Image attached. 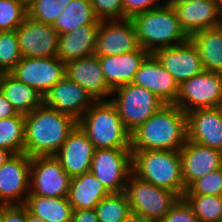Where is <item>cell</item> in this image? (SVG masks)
<instances>
[{
    "label": "cell",
    "mask_w": 222,
    "mask_h": 222,
    "mask_svg": "<svg viewBox=\"0 0 222 222\" xmlns=\"http://www.w3.org/2000/svg\"><path fill=\"white\" fill-rule=\"evenodd\" d=\"M186 141V113L175 104H165L130 134V149L179 151Z\"/></svg>",
    "instance_id": "obj_1"
},
{
    "label": "cell",
    "mask_w": 222,
    "mask_h": 222,
    "mask_svg": "<svg viewBox=\"0 0 222 222\" xmlns=\"http://www.w3.org/2000/svg\"><path fill=\"white\" fill-rule=\"evenodd\" d=\"M25 117V153L29 157L54 156L77 126V121L44 103Z\"/></svg>",
    "instance_id": "obj_2"
},
{
    "label": "cell",
    "mask_w": 222,
    "mask_h": 222,
    "mask_svg": "<svg viewBox=\"0 0 222 222\" xmlns=\"http://www.w3.org/2000/svg\"><path fill=\"white\" fill-rule=\"evenodd\" d=\"M137 41L141 48L154 53L157 49L186 42L189 37L180 27L172 6H160L132 16Z\"/></svg>",
    "instance_id": "obj_3"
},
{
    "label": "cell",
    "mask_w": 222,
    "mask_h": 222,
    "mask_svg": "<svg viewBox=\"0 0 222 222\" xmlns=\"http://www.w3.org/2000/svg\"><path fill=\"white\" fill-rule=\"evenodd\" d=\"M95 149H130V133L111 100H96L77 121Z\"/></svg>",
    "instance_id": "obj_4"
},
{
    "label": "cell",
    "mask_w": 222,
    "mask_h": 222,
    "mask_svg": "<svg viewBox=\"0 0 222 222\" xmlns=\"http://www.w3.org/2000/svg\"><path fill=\"white\" fill-rule=\"evenodd\" d=\"M132 173L155 186L168 189L183 198L180 151H132Z\"/></svg>",
    "instance_id": "obj_5"
},
{
    "label": "cell",
    "mask_w": 222,
    "mask_h": 222,
    "mask_svg": "<svg viewBox=\"0 0 222 222\" xmlns=\"http://www.w3.org/2000/svg\"><path fill=\"white\" fill-rule=\"evenodd\" d=\"M125 194L134 212L149 222H159L180 198L176 193L146 182L131 173Z\"/></svg>",
    "instance_id": "obj_6"
},
{
    "label": "cell",
    "mask_w": 222,
    "mask_h": 222,
    "mask_svg": "<svg viewBox=\"0 0 222 222\" xmlns=\"http://www.w3.org/2000/svg\"><path fill=\"white\" fill-rule=\"evenodd\" d=\"M110 100L130 134L165 105L152 92L132 82L114 89Z\"/></svg>",
    "instance_id": "obj_7"
},
{
    "label": "cell",
    "mask_w": 222,
    "mask_h": 222,
    "mask_svg": "<svg viewBox=\"0 0 222 222\" xmlns=\"http://www.w3.org/2000/svg\"><path fill=\"white\" fill-rule=\"evenodd\" d=\"M90 172L108 193L124 192L132 173L131 149H95Z\"/></svg>",
    "instance_id": "obj_8"
},
{
    "label": "cell",
    "mask_w": 222,
    "mask_h": 222,
    "mask_svg": "<svg viewBox=\"0 0 222 222\" xmlns=\"http://www.w3.org/2000/svg\"><path fill=\"white\" fill-rule=\"evenodd\" d=\"M174 104L185 113L222 106V73L204 71L186 80Z\"/></svg>",
    "instance_id": "obj_9"
},
{
    "label": "cell",
    "mask_w": 222,
    "mask_h": 222,
    "mask_svg": "<svg viewBox=\"0 0 222 222\" xmlns=\"http://www.w3.org/2000/svg\"><path fill=\"white\" fill-rule=\"evenodd\" d=\"M71 177L54 156L31 157L29 194L44 197H67Z\"/></svg>",
    "instance_id": "obj_10"
},
{
    "label": "cell",
    "mask_w": 222,
    "mask_h": 222,
    "mask_svg": "<svg viewBox=\"0 0 222 222\" xmlns=\"http://www.w3.org/2000/svg\"><path fill=\"white\" fill-rule=\"evenodd\" d=\"M9 73L44 96L65 76V63L58 57H22Z\"/></svg>",
    "instance_id": "obj_11"
},
{
    "label": "cell",
    "mask_w": 222,
    "mask_h": 222,
    "mask_svg": "<svg viewBox=\"0 0 222 222\" xmlns=\"http://www.w3.org/2000/svg\"><path fill=\"white\" fill-rule=\"evenodd\" d=\"M31 157L13 154L0 166V203L24 204L30 192Z\"/></svg>",
    "instance_id": "obj_12"
},
{
    "label": "cell",
    "mask_w": 222,
    "mask_h": 222,
    "mask_svg": "<svg viewBox=\"0 0 222 222\" xmlns=\"http://www.w3.org/2000/svg\"><path fill=\"white\" fill-rule=\"evenodd\" d=\"M16 32L22 57H57L59 34L52 25L27 16Z\"/></svg>",
    "instance_id": "obj_13"
},
{
    "label": "cell",
    "mask_w": 222,
    "mask_h": 222,
    "mask_svg": "<svg viewBox=\"0 0 222 222\" xmlns=\"http://www.w3.org/2000/svg\"><path fill=\"white\" fill-rule=\"evenodd\" d=\"M138 47L136 31L130 18L100 20L95 55H119Z\"/></svg>",
    "instance_id": "obj_14"
},
{
    "label": "cell",
    "mask_w": 222,
    "mask_h": 222,
    "mask_svg": "<svg viewBox=\"0 0 222 222\" xmlns=\"http://www.w3.org/2000/svg\"><path fill=\"white\" fill-rule=\"evenodd\" d=\"M95 98L76 82L64 76L44 96L43 103L78 121L93 105Z\"/></svg>",
    "instance_id": "obj_15"
},
{
    "label": "cell",
    "mask_w": 222,
    "mask_h": 222,
    "mask_svg": "<svg viewBox=\"0 0 222 222\" xmlns=\"http://www.w3.org/2000/svg\"><path fill=\"white\" fill-rule=\"evenodd\" d=\"M153 54L179 85L205 71L190 39L176 46L157 49Z\"/></svg>",
    "instance_id": "obj_16"
},
{
    "label": "cell",
    "mask_w": 222,
    "mask_h": 222,
    "mask_svg": "<svg viewBox=\"0 0 222 222\" xmlns=\"http://www.w3.org/2000/svg\"><path fill=\"white\" fill-rule=\"evenodd\" d=\"M179 151L185 189L204 175L222 168L220 150L202 146L187 139Z\"/></svg>",
    "instance_id": "obj_17"
},
{
    "label": "cell",
    "mask_w": 222,
    "mask_h": 222,
    "mask_svg": "<svg viewBox=\"0 0 222 222\" xmlns=\"http://www.w3.org/2000/svg\"><path fill=\"white\" fill-rule=\"evenodd\" d=\"M132 83L146 88L165 104H174L179 91V84L152 53L142 62Z\"/></svg>",
    "instance_id": "obj_18"
},
{
    "label": "cell",
    "mask_w": 222,
    "mask_h": 222,
    "mask_svg": "<svg viewBox=\"0 0 222 222\" xmlns=\"http://www.w3.org/2000/svg\"><path fill=\"white\" fill-rule=\"evenodd\" d=\"M187 139L222 151V106L186 113Z\"/></svg>",
    "instance_id": "obj_19"
},
{
    "label": "cell",
    "mask_w": 222,
    "mask_h": 222,
    "mask_svg": "<svg viewBox=\"0 0 222 222\" xmlns=\"http://www.w3.org/2000/svg\"><path fill=\"white\" fill-rule=\"evenodd\" d=\"M95 147L77 125L54 155L72 178L90 172Z\"/></svg>",
    "instance_id": "obj_20"
},
{
    "label": "cell",
    "mask_w": 222,
    "mask_h": 222,
    "mask_svg": "<svg viewBox=\"0 0 222 222\" xmlns=\"http://www.w3.org/2000/svg\"><path fill=\"white\" fill-rule=\"evenodd\" d=\"M65 76L79 84L95 100H110L112 90L106 83L97 55L93 54L65 63Z\"/></svg>",
    "instance_id": "obj_21"
},
{
    "label": "cell",
    "mask_w": 222,
    "mask_h": 222,
    "mask_svg": "<svg viewBox=\"0 0 222 222\" xmlns=\"http://www.w3.org/2000/svg\"><path fill=\"white\" fill-rule=\"evenodd\" d=\"M180 27L188 37L208 28L218 27L222 13L214 0H200L172 5Z\"/></svg>",
    "instance_id": "obj_22"
},
{
    "label": "cell",
    "mask_w": 222,
    "mask_h": 222,
    "mask_svg": "<svg viewBox=\"0 0 222 222\" xmlns=\"http://www.w3.org/2000/svg\"><path fill=\"white\" fill-rule=\"evenodd\" d=\"M150 53L140 46L119 55L98 56L108 87L114 89L131 83L142 62Z\"/></svg>",
    "instance_id": "obj_23"
},
{
    "label": "cell",
    "mask_w": 222,
    "mask_h": 222,
    "mask_svg": "<svg viewBox=\"0 0 222 222\" xmlns=\"http://www.w3.org/2000/svg\"><path fill=\"white\" fill-rule=\"evenodd\" d=\"M99 24H86L59 35L57 57L67 63L95 53Z\"/></svg>",
    "instance_id": "obj_24"
},
{
    "label": "cell",
    "mask_w": 222,
    "mask_h": 222,
    "mask_svg": "<svg viewBox=\"0 0 222 222\" xmlns=\"http://www.w3.org/2000/svg\"><path fill=\"white\" fill-rule=\"evenodd\" d=\"M0 92L11 103L17 114L27 115L43 104V95L20 82L10 73H2Z\"/></svg>",
    "instance_id": "obj_25"
},
{
    "label": "cell",
    "mask_w": 222,
    "mask_h": 222,
    "mask_svg": "<svg viewBox=\"0 0 222 222\" xmlns=\"http://www.w3.org/2000/svg\"><path fill=\"white\" fill-rule=\"evenodd\" d=\"M109 193L91 172L72 177L68 200L73 210L95 209Z\"/></svg>",
    "instance_id": "obj_26"
},
{
    "label": "cell",
    "mask_w": 222,
    "mask_h": 222,
    "mask_svg": "<svg viewBox=\"0 0 222 222\" xmlns=\"http://www.w3.org/2000/svg\"><path fill=\"white\" fill-rule=\"evenodd\" d=\"M189 39L197 48L205 71L222 73V28L201 30Z\"/></svg>",
    "instance_id": "obj_27"
},
{
    "label": "cell",
    "mask_w": 222,
    "mask_h": 222,
    "mask_svg": "<svg viewBox=\"0 0 222 222\" xmlns=\"http://www.w3.org/2000/svg\"><path fill=\"white\" fill-rule=\"evenodd\" d=\"M27 210L45 222H70L73 208L68 197H44L29 194L24 203Z\"/></svg>",
    "instance_id": "obj_28"
},
{
    "label": "cell",
    "mask_w": 222,
    "mask_h": 222,
    "mask_svg": "<svg viewBox=\"0 0 222 222\" xmlns=\"http://www.w3.org/2000/svg\"><path fill=\"white\" fill-rule=\"evenodd\" d=\"M86 24H100L89 0H72L52 25L59 35Z\"/></svg>",
    "instance_id": "obj_29"
},
{
    "label": "cell",
    "mask_w": 222,
    "mask_h": 222,
    "mask_svg": "<svg viewBox=\"0 0 222 222\" xmlns=\"http://www.w3.org/2000/svg\"><path fill=\"white\" fill-rule=\"evenodd\" d=\"M0 148L13 154L25 153V117L22 114L0 119Z\"/></svg>",
    "instance_id": "obj_30"
},
{
    "label": "cell",
    "mask_w": 222,
    "mask_h": 222,
    "mask_svg": "<svg viewBox=\"0 0 222 222\" xmlns=\"http://www.w3.org/2000/svg\"><path fill=\"white\" fill-rule=\"evenodd\" d=\"M200 222H222V196L184 195Z\"/></svg>",
    "instance_id": "obj_31"
},
{
    "label": "cell",
    "mask_w": 222,
    "mask_h": 222,
    "mask_svg": "<svg viewBox=\"0 0 222 222\" xmlns=\"http://www.w3.org/2000/svg\"><path fill=\"white\" fill-rule=\"evenodd\" d=\"M99 222H120L131 213L125 192L109 193L95 207Z\"/></svg>",
    "instance_id": "obj_32"
},
{
    "label": "cell",
    "mask_w": 222,
    "mask_h": 222,
    "mask_svg": "<svg viewBox=\"0 0 222 222\" xmlns=\"http://www.w3.org/2000/svg\"><path fill=\"white\" fill-rule=\"evenodd\" d=\"M72 0H34L27 6L28 16L40 23L53 25Z\"/></svg>",
    "instance_id": "obj_33"
},
{
    "label": "cell",
    "mask_w": 222,
    "mask_h": 222,
    "mask_svg": "<svg viewBox=\"0 0 222 222\" xmlns=\"http://www.w3.org/2000/svg\"><path fill=\"white\" fill-rule=\"evenodd\" d=\"M21 59L16 30L0 31V71L9 73Z\"/></svg>",
    "instance_id": "obj_34"
},
{
    "label": "cell",
    "mask_w": 222,
    "mask_h": 222,
    "mask_svg": "<svg viewBox=\"0 0 222 222\" xmlns=\"http://www.w3.org/2000/svg\"><path fill=\"white\" fill-rule=\"evenodd\" d=\"M28 16L21 0H0V31L16 30Z\"/></svg>",
    "instance_id": "obj_35"
},
{
    "label": "cell",
    "mask_w": 222,
    "mask_h": 222,
    "mask_svg": "<svg viewBox=\"0 0 222 222\" xmlns=\"http://www.w3.org/2000/svg\"><path fill=\"white\" fill-rule=\"evenodd\" d=\"M184 195L222 196V168L214 170L193 182Z\"/></svg>",
    "instance_id": "obj_36"
},
{
    "label": "cell",
    "mask_w": 222,
    "mask_h": 222,
    "mask_svg": "<svg viewBox=\"0 0 222 222\" xmlns=\"http://www.w3.org/2000/svg\"><path fill=\"white\" fill-rule=\"evenodd\" d=\"M99 20L124 19L123 0H89Z\"/></svg>",
    "instance_id": "obj_37"
},
{
    "label": "cell",
    "mask_w": 222,
    "mask_h": 222,
    "mask_svg": "<svg viewBox=\"0 0 222 222\" xmlns=\"http://www.w3.org/2000/svg\"><path fill=\"white\" fill-rule=\"evenodd\" d=\"M159 222H200L195 216L191 206L184 198L171 207L170 211Z\"/></svg>",
    "instance_id": "obj_38"
},
{
    "label": "cell",
    "mask_w": 222,
    "mask_h": 222,
    "mask_svg": "<svg viewBox=\"0 0 222 222\" xmlns=\"http://www.w3.org/2000/svg\"><path fill=\"white\" fill-rule=\"evenodd\" d=\"M162 3L163 0H123L124 18H131L135 14L152 10Z\"/></svg>",
    "instance_id": "obj_39"
},
{
    "label": "cell",
    "mask_w": 222,
    "mask_h": 222,
    "mask_svg": "<svg viewBox=\"0 0 222 222\" xmlns=\"http://www.w3.org/2000/svg\"><path fill=\"white\" fill-rule=\"evenodd\" d=\"M3 222H27V208L24 204L9 205L5 203Z\"/></svg>",
    "instance_id": "obj_40"
},
{
    "label": "cell",
    "mask_w": 222,
    "mask_h": 222,
    "mask_svg": "<svg viewBox=\"0 0 222 222\" xmlns=\"http://www.w3.org/2000/svg\"><path fill=\"white\" fill-rule=\"evenodd\" d=\"M70 222H99L95 209L73 210Z\"/></svg>",
    "instance_id": "obj_41"
},
{
    "label": "cell",
    "mask_w": 222,
    "mask_h": 222,
    "mask_svg": "<svg viewBox=\"0 0 222 222\" xmlns=\"http://www.w3.org/2000/svg\"><path fill=\"white\" fill-rule=\"evenodd\" d=\"M17 115L11 103L0 92V119L9 118Z\"/></svg>",
    "instance_id": "obj_42"
},
{
    "label": "cell",
    "mask_w": 222,
    "mask_h": 222,
    "mask_svg": "<svg viewBox=\"0 0 222 222\" xmlns=\"http://www.w3.org/2000/svg\"><path fill=\"white\" fill-rule=\"evenodd\" d=\"M120 222H149V221L145 220L140 215H138L134 212H131L124 219H122Z\"/></svg>",
    "instance_id": "obj_43"
},
{
    "label": "cell",
    "mask_w": 222,
    "mask_h": 222,
    "mask_svg": "<svg viewBox=\"0 0 222 222\" xmlns=\"http://www.w3.org/2000/svg\"><path fill=\"white\" fill-rule=\"evenodd\" d=\"M12 155H13L12 152L0 148V166H2L7 160H9Z\"/></svg>",
    "instance_id": "obj_44"
},
{
    "label": "cell",
    "mask_w": 222,
    "mask_h": 222,
    "mask_svg": "<svg viewBox=\"0 0 222 222\" xmlns=\"http://www.w3.org/2000/svg\"><path fill=\"white\" fill-rule=\"evenodd\" d=\"M192 1H200V0H163V3L169 6L185 3V2H192Z\"/></svg>",
    "instance_id": "obj_45"
},
{
    "label": "cell",
    "mask_w": 222,
    "mask_h": 222,
    "mask_svg": "<svg viewBox=\"0 0 222 222\" xmlns=\"http://www.w3.org/2000/svg\"><path fill=\"white\" fill-rule=\"evenodd\" d=\"M27 222H45L27 210Z\"/></svg>",
    "instance_id": "obj_46"
},
{
    "label": "cell",
    "mask_w": 222,
    "mask_h": 222,
    "mask_svg": "<svg viewBox=\"0 0 222 222\" xmlns=\"http://www.w3.org/2000/svg\"><path fill=\"white\" fill-rule=\"evenodd\" d=\"M5 216V203H0V222H3Z\"/></svg>",
    "instance_id": "obj_47"
},
{
    "label": "cell",
    "mask_w": 222,
    "mask_h": 222,
    "mask_svg": "<svg viewBox=\"0 0 222 222\" xmlns=\"http://www.w3.org/2000/svg\"><path fill=\"white\" fill-rule=\"evenodd\" d=\"M217 8L219 9V11L222 13V0H214Z\"/></svg>",
    "instance_id": "obj_48"
},
{
    "label": "cell",
    "mask_w": 222,
    "mask_h": 222,
    "mask_svg": "<svg viewBox=\"0 0 222 222\" xmlns=\"http://www.w3.org/2000/svg\"><path fill=\"white\" fill-rule=\"evenodd\" d=\"M26 6L32 3L34 0H21Z\"/></svg>",
    "instance_id": "obj_49"
}]
</instances>
